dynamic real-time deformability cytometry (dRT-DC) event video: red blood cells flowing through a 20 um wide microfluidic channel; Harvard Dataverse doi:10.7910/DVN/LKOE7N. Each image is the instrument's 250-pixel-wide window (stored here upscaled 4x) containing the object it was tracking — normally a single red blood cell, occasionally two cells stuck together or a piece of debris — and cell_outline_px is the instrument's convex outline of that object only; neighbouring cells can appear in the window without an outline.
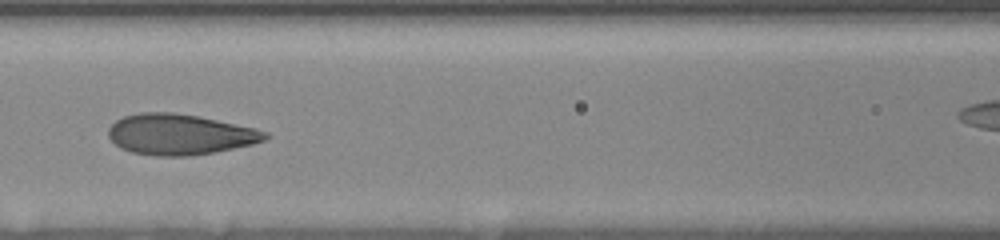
{"species": "human", "species_latin": "Homo sapiens", "temperature_condition": "room temperature", "stored_images_in_passage": 13, "segment_of_instrument_passage": [1, 2], "camera_frame_rate_fps": 3000, "um_per_image_px": 0.085, "donor": {"sex": "female"}, "frame": {"image": 1, "passage_image": 11, "time_ms": 8.667, "image_size_px": [1000, 240], "cell_outline_px": [[272, 136], [264, 140], [252, 144], [216, 152], [188, 156], [160, 156], [132, 152], [120, 148], [108, 136], [108, 128], [116, 120], [124, 116], [140, 112], [172, 112], [200, 116], [256, 128], [268, 132]], "centroid_in_image_um": [15.31, 11.42], "position_along_channel_um": 151.3, "area_um2": 37.34}}